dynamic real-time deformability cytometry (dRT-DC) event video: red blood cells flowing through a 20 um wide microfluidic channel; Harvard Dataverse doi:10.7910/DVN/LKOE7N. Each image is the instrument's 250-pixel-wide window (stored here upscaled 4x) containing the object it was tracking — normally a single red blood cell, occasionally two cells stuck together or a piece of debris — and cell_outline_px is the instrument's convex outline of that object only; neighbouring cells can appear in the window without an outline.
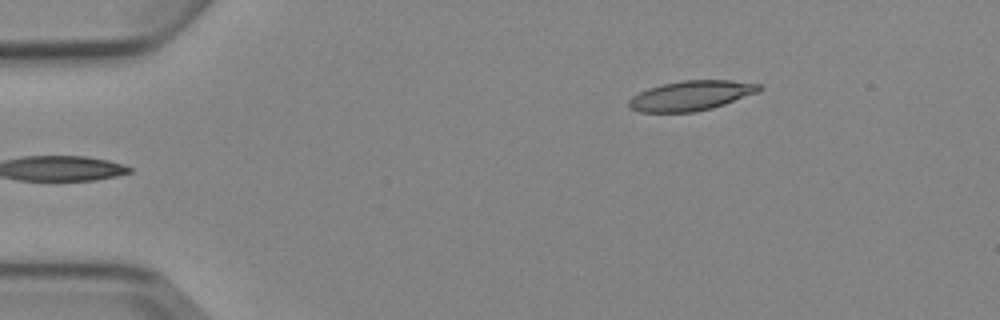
{"species": "Egyptian fruit bat (a non-hibernating species)", "species_latin": "Rousettus aegyptiacus", "temperature_condition": "cold", "stored_images_in_passage": 4, "camera_frame_rate_fps": 3000, "um_per_image_px": 0.085, "animal": {"sex": "female"}, "frame": {"image": 1, "passage_image": 4, "time_ms": 4.333, "image_size_px": [1000, 320], "cell_outline_px": [[764, 88], [760, 92], [712, 108], [692, 112], [640, 112], [628, 108], [628, 100], [632, 96], [648, 88], [660, 84], [680, 80], [732, 80], [764, 84]], "centroid_in_image_um": [58.77, 8.11], "position_along_channel_um": 26.2, "area_um2": 23.0}}